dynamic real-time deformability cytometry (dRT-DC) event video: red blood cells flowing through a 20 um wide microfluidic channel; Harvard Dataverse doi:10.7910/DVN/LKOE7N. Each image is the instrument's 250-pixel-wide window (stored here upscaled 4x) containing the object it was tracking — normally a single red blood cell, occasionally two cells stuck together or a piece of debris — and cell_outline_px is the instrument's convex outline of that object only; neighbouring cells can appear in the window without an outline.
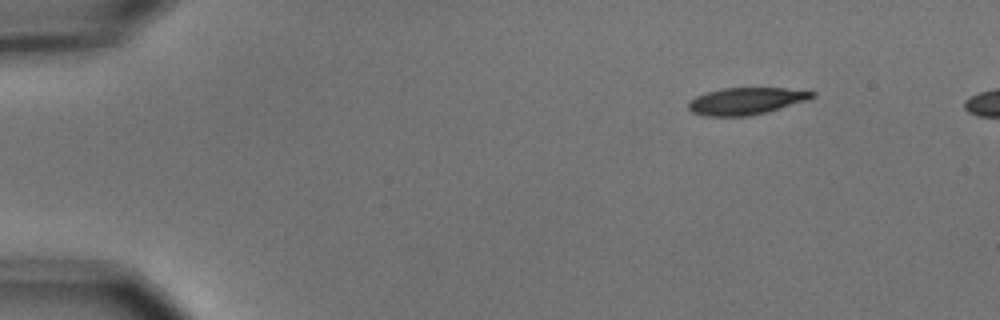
{"species": "common noctule bat (a hibernating species)", "species_latin": "Nyctalus noctula", "temperature_condition": "cold", "stored_images_in_passage": 5, "camera_frame_rate_fps": 3000, "um_per_image_px": 0.085, "animal": {"sex": "male", "body_mass_g": 15.6}, "frame": {"image": 1, "passage_image": 1, "time_ms": 0.0, "image_size_px": [1000, 320], "cell_outline_px": [[816, 96], [804, 100], [764, 112], [748, 116], [704, 116], [692, 112], [688, 108], [688, 100], [696, 96], [720, 88], [784, 88], [816, 92]], "centroid_in_image_um": [63.33, 8.58], "position_along_channel_um": 21.7, "area_um2": 19.13}}